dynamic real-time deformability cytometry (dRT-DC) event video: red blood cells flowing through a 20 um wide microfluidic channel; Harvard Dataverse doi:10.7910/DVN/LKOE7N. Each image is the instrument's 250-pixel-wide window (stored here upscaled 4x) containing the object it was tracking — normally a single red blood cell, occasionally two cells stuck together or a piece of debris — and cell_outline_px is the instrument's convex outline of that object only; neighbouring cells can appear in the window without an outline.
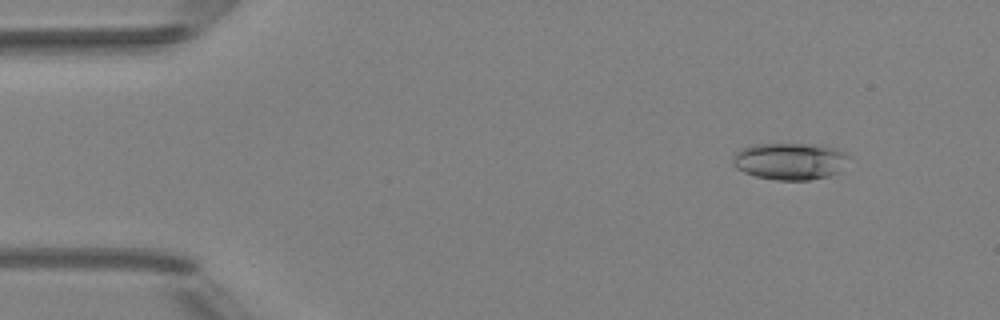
{"species": "Egyptian fruit bat (a non-hibernating species)", "species_latin": "Rousettus aegyptiacus", "temperature_condition": "room temperature", "stored_images_in_passage": 6, "camera_frame_rate_fps": 3000, "um_per_image_px": 0.085, "animal": {"sex": "female"}, "frame": {"image": 1, "passage_image": 2, "time_ms": 1.333, "image_size_px": [1000, 320], "cell_outline_px": [[852, 156], [840, 172], [828, 176], [808, 180], [776, 180], [756, 176], [744, 172], [736, 168], [732, 164], [732, 160], [736, 152], [744, 148], [756, 144], [812, 144], [836, 148], [848, 152]], "centroid_in_image_um": [67.21, 13.7], "position_along_channel_um": 17.8, "area_um2": 25.2}}
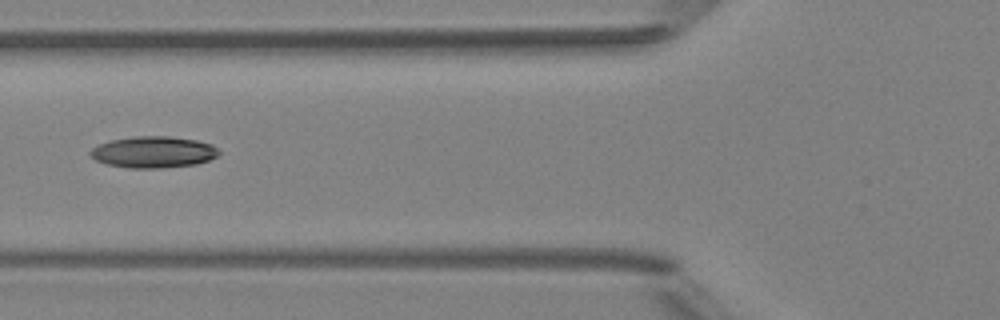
{"frame": {"image": 2, "passage_image": 6, "time_ms": 6.0, "image_size_px": [1000, 320], "cell_outline_px": [[220, 152], [216, 156], [208, 160], [196, 164], [164, 168], [128, 168], [108, 164], [96, 160], [88, 152], [92, 148], [100, 144], [112, 140], [132, 136], [168, 136], [196, 140], [212, 144]], "centroid_in_image_um": [13.04, 12.93], "position_along_channel_um": 112.8, "area_um2": 23.47}}